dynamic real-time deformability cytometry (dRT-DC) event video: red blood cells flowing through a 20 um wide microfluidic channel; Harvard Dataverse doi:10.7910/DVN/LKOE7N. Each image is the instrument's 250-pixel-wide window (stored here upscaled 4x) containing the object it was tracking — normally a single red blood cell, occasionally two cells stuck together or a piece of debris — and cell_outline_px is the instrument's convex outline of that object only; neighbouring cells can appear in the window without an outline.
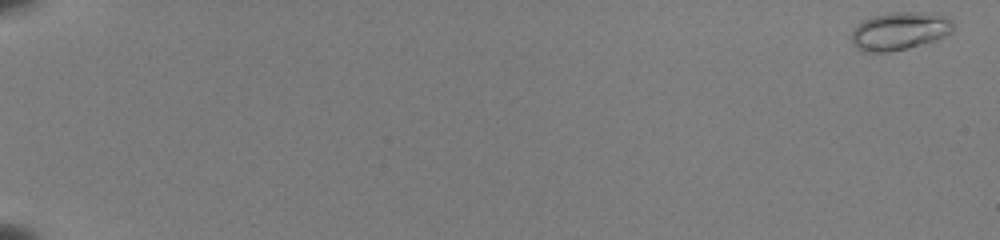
{"species": "common noctule bat (a hibernating species)", "species_latin": "Nyctalus noctula", "temperature_condition": "room temperature", "stored_images_in_passage": 49, "camera_frame_rate_fps": 3000, "um_per_image_px": 0.085, "animal": {"sex": "female", "body_mass_g": 22.0, "forearm_length_mm": 56.7}, "frame": {"image": 1, "passage_image": 1, "time_ms": 0.0, "image_size_px": [1000, 240], "cell_outline_px": [[952, 32], [936, 40], [908, 48], [888, 52], [864, 52], [856, 48], [852, 44], [852, 32], [864, 20], [872, 16], [888, 12], [932, 12], [944, 16], [952, 20]], "centroid_in_image_um": [76.47, 2.63], "position_along_channel_um": 8.5, "area_um2": 22.54}}
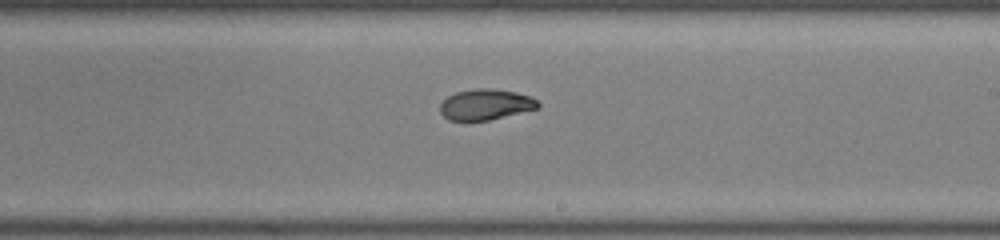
{"frame": {"image": 2, "passage_image": 35, "time_ms": 11.333, "image_size_px": [1000, 240], "cell_outline_px": [[540, 108], [488, 120], [448, 120], [440, 112], [440, 104], [448, 96], [456, 92], [476, 88], [492, 88], [516, 92], [532, 96], [540, 104]], "centroid_in_image_um": [41.3, 8.87], "position_along_channel_um": 247.7, "area_um2": 17.57}}
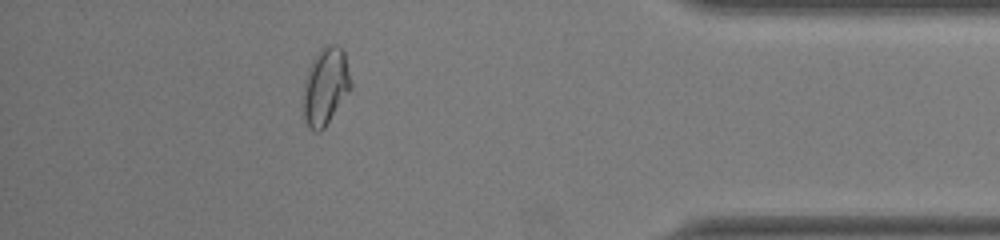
{"frame": {"image": 3, "passage_image": 49, "time_ms": 16.0, "image_size_px": [1000, 240], "cell_outline_px": [[352, 88], [324, 128], [320, 132], [316, 132], [304, 120], [304, 84], [308, 68], [312, 60], [320, 48], [328, 44], [336, 44], [344, 52], [352, 84]], "centroid_in_image_um": [27.68, 7.31], "position_along_channel_um": 407.5, "area_um2": 21.27}, "authors_computed_cell_mechanics": {"area_um2": 18.7272, "velocity_mm_per_s": 3.9915, "shape_relaxation_time_tau1_ms": null, "shape_relaxation_time_tau2_ms": 1.4865, "deformation_change_tau1": null, "deformation_change_tau2": 0.0519}}